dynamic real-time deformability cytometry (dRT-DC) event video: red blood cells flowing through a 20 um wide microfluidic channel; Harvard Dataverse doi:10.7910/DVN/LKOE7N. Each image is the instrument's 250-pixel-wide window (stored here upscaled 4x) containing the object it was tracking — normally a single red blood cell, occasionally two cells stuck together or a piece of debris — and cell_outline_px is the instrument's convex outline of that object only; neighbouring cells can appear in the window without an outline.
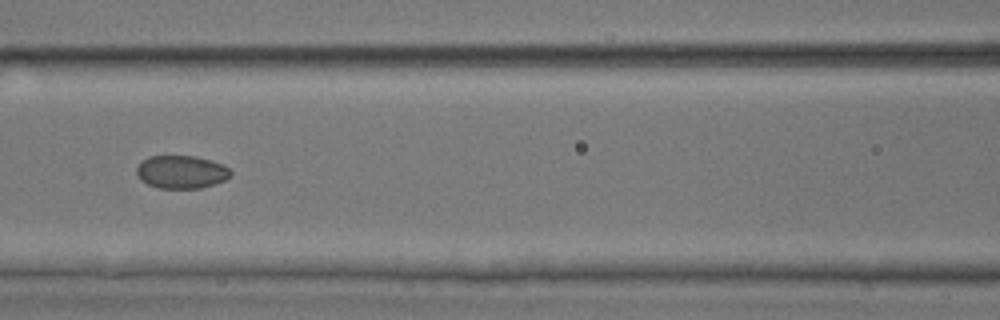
{"species": "common noctule bat (a hibernating species)", "species_latin": "Nyctalus noctula", "temperature_condition": "room temperature", "stored_images_in_passage": 7, "camera_frame_rate_fps": 3000, "um_per_image_px": 0.085, "animal": {"sex": "male", "body_mass_g": 17.9, "forearm_length_mm": 54.2}, "frame": {"image": 1, "passage_image": 7, "time_ms": 7.0, "image_size_px": [1000, 320], "cell_outline_px": [[232, 172], [224, 180], [200, 188], [160, 188], [148, 184], [140, 180], [136, 176], [136, 168], [148, 156], [196, 156], [212, 160], [224, 164]], "centroid_in_image_um": [15.4, 14.61], "position_along_channel_um": 151.2, "area_um2": 18.03}}